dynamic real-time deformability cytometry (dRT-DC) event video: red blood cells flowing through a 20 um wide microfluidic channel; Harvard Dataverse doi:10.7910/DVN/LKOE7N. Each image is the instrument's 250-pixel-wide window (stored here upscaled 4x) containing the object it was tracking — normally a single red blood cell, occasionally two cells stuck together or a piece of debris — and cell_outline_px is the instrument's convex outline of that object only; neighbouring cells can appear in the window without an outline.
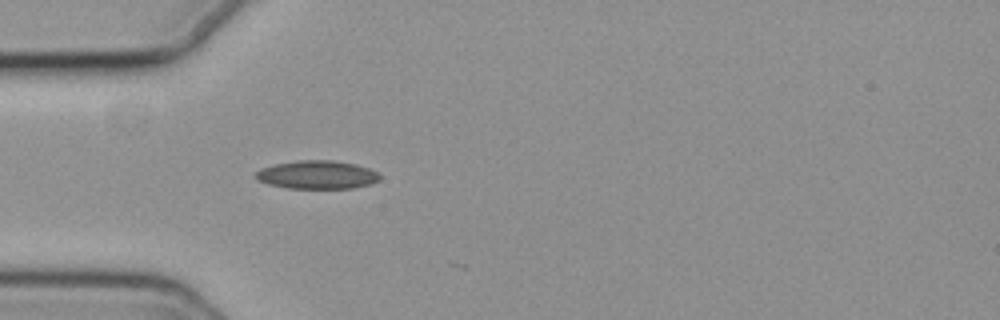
{"species": "common noctule bat (a hibernating species)", "species_latin": "Nyctalus noctula", "temperature_condition": "cold", "stored_images_in_passage": 2, "camera_frame_rate_fps": 3000, "um_per_image_px": 0.085, "animal": {"sex": "female", "body_mass_g": 19.3, "forearm_length_mm": 54.1}, "frame": {"image": 1, "passage_image": 1, "time_ms": 0.0, "image_size_px": [1000, 320], "cell_outline_px": [[380, 180], [368, 184], [352, 188], [288, 188], [268, 184], [260, 180], [256, 176], [256, 172], [260, 168], [276, 164], [296, 160], [332, 160], [356, 164], [368, 168], [376, 172], [380, 176]], "centroid_in_image_um": [26.96, 14.85], "position_along_channel_um": 58.0, "area_um2": 20.29}}